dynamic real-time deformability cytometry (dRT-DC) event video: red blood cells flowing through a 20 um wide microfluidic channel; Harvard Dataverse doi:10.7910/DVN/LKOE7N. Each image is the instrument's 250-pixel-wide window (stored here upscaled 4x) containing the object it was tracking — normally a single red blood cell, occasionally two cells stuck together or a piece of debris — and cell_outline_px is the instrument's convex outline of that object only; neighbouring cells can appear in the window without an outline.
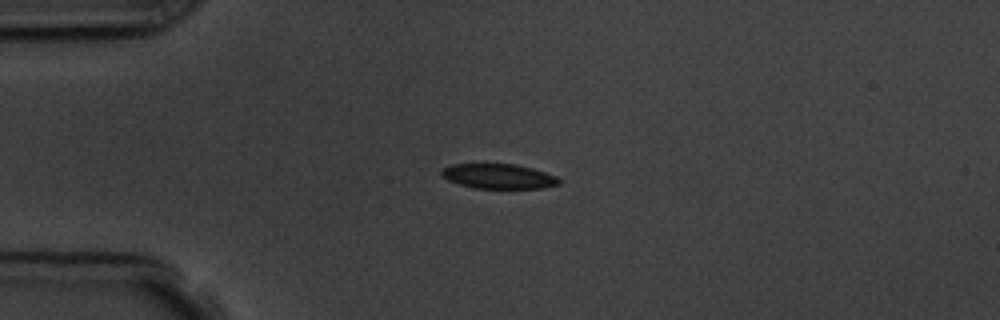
{"species": "common noctule bat (a hibernating species)", "species_latin": "Nyctalus noctula", "temperature_condition": "room temperature", "stored_images_in_passage": 3, "camera_frame_rate_fps": 3000, "um_per_image_px": 0.085, "animal": {"sex": "male", "body_mass_g": 19.5, "forearm_length_mm": 54.6}, "frame": {"image": 1, "passage_image": 3, "time_ms": 2.333, "image_size_px": [1000, 320], "cell_outline_px": [[560, 184], [540, 188], [476, 188], [460, 184], [448, 180], [440, 176], [440, 168], [452, 164], [516, 164], [532, 168], [556, 176], [560, 180]], "centroid_in_image_um": [42.33, 14.97], "position_along_channel_um": 42.7, "area_um2": 16.99}}